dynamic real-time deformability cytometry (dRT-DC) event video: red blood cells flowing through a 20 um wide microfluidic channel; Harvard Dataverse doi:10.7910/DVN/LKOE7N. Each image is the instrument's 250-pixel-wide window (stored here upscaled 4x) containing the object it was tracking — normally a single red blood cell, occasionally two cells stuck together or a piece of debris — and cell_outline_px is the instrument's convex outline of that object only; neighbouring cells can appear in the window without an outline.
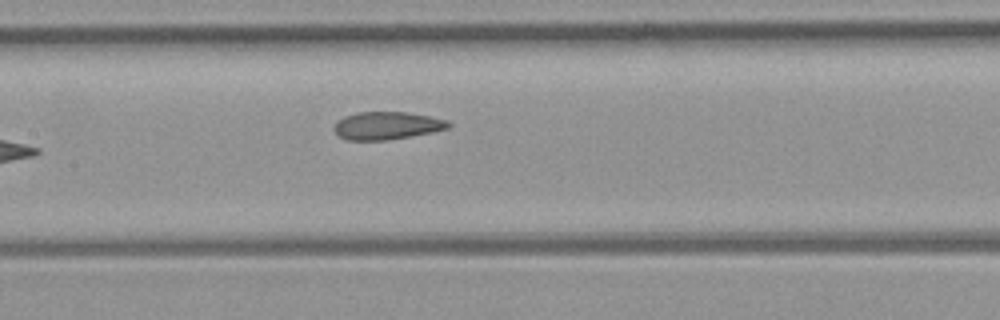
{"species": "common noctule bat (a hibernating species)", "species_latin": "Nyctalus noctula", "temperature_condition": "room temperature", "stored_images_in_passage": 5, "camera_frame_rate_fps": 3000, "um_per_image_px": 0.085, "animal": {"sex": "female", "body_mass_g": 21.9}, "frame": {"image": 1, "passage_image": 5, "time_ms": 4.667, "image_size_px": [1000, 320], "cell_outline_px": [[452, 124], [448, 128], [432, 132], [388, 140], [348, 140], [340, 136], [332, 128], [336, 120], [344, 116], [356, 112], [408, 112], [448, 120]], "centroid_in_image_um": [32.86, 10.67], "position_along_channel_um": 174.5, "area_um2": 18.55}}